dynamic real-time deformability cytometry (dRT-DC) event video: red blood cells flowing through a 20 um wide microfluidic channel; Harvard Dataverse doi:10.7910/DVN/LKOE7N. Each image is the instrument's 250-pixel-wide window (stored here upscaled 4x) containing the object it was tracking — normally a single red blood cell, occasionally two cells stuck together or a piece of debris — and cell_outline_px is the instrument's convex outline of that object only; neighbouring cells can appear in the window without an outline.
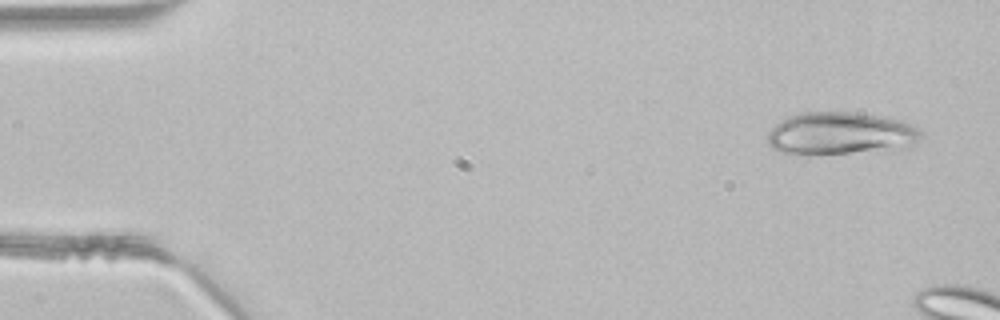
{"species": "common noctule bat (a hibernating species)", "species_latin": "Nyctalus noctula", "temperature_condition": "room temperature", "stored_images_in_passage": 7, "camera_frame_rate_fps": 3000, "um_per_image_px": 0.085, "animal": {"sex": "male", "body_mass_g": 21.5, "forearm_length_mm": 52.0}, "frame": {"image": 1, "passage_image": 2, "time_ms": 0.333, "image_size_px": [1000, 320], "cell_outline_px": [[924, 136], [912, 148], [852, 152], [780, 152], [772, 148], [768, 144], [768, 132], [780, 120], [788, 116], [800, 112], [856, 112], [904, 120], [920, 128], [924, 132]], "centroid_in_image_um": [71.57, 11.31], "position_along_channel_um": 13.4, "area_um2": 38.03}}